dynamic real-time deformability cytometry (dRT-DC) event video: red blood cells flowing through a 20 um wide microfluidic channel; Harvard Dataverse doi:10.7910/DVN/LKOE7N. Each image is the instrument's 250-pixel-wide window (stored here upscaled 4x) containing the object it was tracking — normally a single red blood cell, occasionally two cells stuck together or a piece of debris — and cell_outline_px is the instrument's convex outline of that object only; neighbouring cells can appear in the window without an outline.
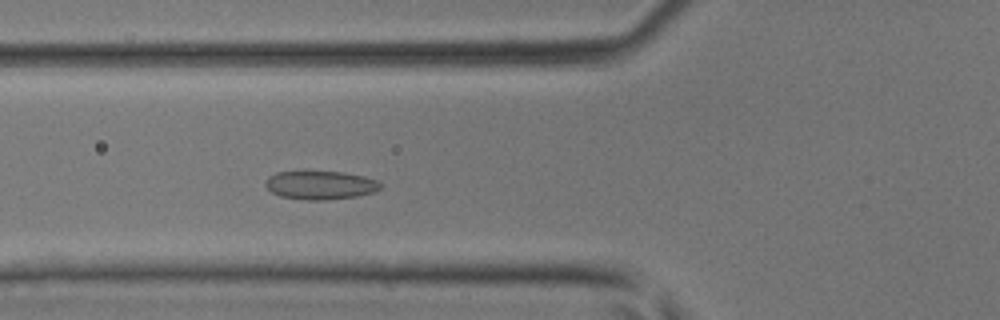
{"species": "common noctule bat (a hibernating species)", "species_latin": "Nyctalus noctula", "temperature_condition": "room temperature", "stored_images_in_passage": 42, "camera_frame_rate_fps": 3000, "um_per_image_px": 0.085, "animal": {"sex": "male", "body_mass_g": 17.9, "forearm_length_mm": 54.2}, "frame": {"image": 1, "passage_image": 15, "time_ms": 4.667, "image_size_px": [1000, 320], "cell_outline_px": [[384, 184], [380, 188], [372, 192], [356, 196], [324, 200], [308, 200], [280, 196], [272, 192], [264, 184], [268, 176], [276, 172], [304, 168], [344, 172], [364, 176], [376, 180]], "centroid_in_image_um": [27.18, 15.67], "position_along_channel_um": 98.6, "area_um2": 19.94}}
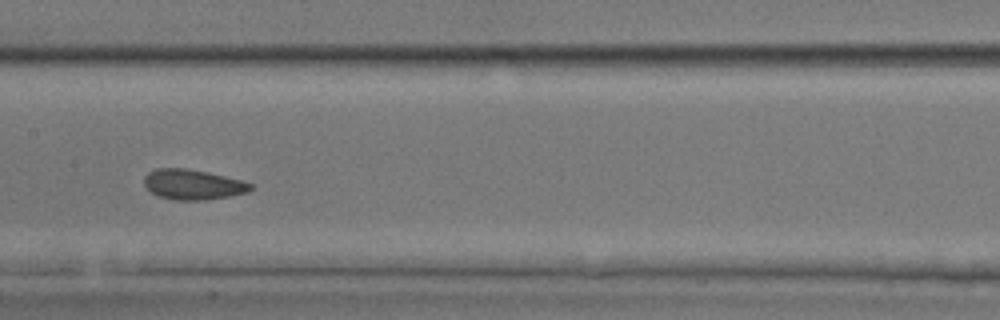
{"frame": {"image": 2, "passage_image": 21, "time_ms": 6.667, "image_size_px": [1000, 320], "cell_outline_px": [[252, 188], [248, 192], [228, 196], [204, 200], [176, 200], [156, 196], [144, 184], [144, 176], [148, 172], [156, 168], [184, 168], [208, 172], [240, 180], [252, 184]], "centroid_in_image_um": [16.36, 15.68], "position_along_channel_um": 191.0, "area_um2": 18.61}}
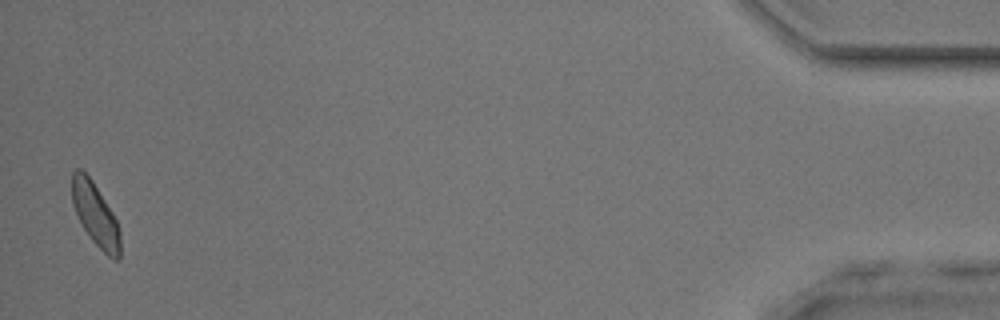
{"frame": {"image": 3, "passage_image": 42, "time_ms": 13.667, "image_size_px": [1000, 320], "cell_outline_px": [[120, 260], [116, 260], [108, 256], [92, 240], [84, 228], [72, 204], [72, 172], [76, 168], [80, 168], [92, 180], [112, 212], [116, 220], [120, 232]], "centroid_in_image_um": [8.11, 18.23], "position_along_channel_um": 427.1, "area_um2": 17.4}}